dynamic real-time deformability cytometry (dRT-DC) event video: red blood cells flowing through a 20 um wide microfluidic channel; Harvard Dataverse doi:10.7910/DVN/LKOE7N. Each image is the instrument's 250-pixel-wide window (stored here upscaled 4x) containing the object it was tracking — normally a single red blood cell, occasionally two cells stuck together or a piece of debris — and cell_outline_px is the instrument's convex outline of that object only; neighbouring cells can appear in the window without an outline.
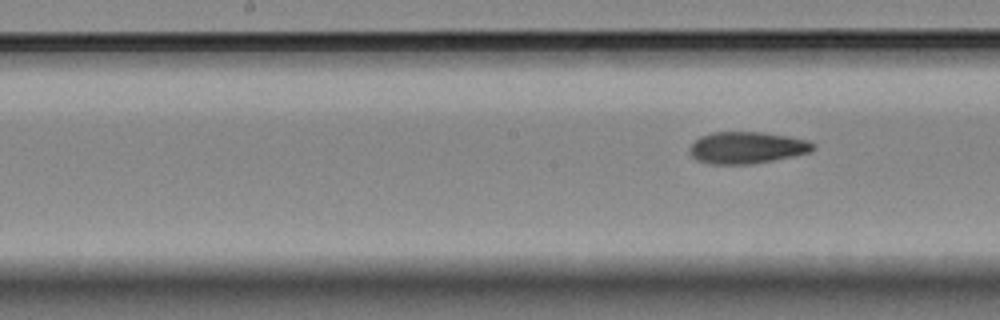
{"species": "Egyptian fruit bat (a non-hibernating species)", "species_latin": "Rousettus aegyptiacus", "temperature_condition": "room temperature", "stored_images_in_passage": 8, "segment_of_instrument_passage": [2, 2], "camera_frame_rate_fps": 3000, "um_per_image_px": 0.085, "animal": {"sex": "female"}, "frame": {"image": 1, "passage_image": 8, "time_ms": 9.667, "image_size_px": [1000, 320], "cell_outline_px": [[816, 148], [808, 152], [792, 156], [752, 164], [712, 164], [696, 160], [688, 152], [688, 148], [700, 136], [712, 132], [764, 132], [788, 136], [808, 140], [816, 144]], "centroid_in_image_um": [63.47, 12.54], "position_along_channel_um": 184.7, "area_um2": 22.95}}